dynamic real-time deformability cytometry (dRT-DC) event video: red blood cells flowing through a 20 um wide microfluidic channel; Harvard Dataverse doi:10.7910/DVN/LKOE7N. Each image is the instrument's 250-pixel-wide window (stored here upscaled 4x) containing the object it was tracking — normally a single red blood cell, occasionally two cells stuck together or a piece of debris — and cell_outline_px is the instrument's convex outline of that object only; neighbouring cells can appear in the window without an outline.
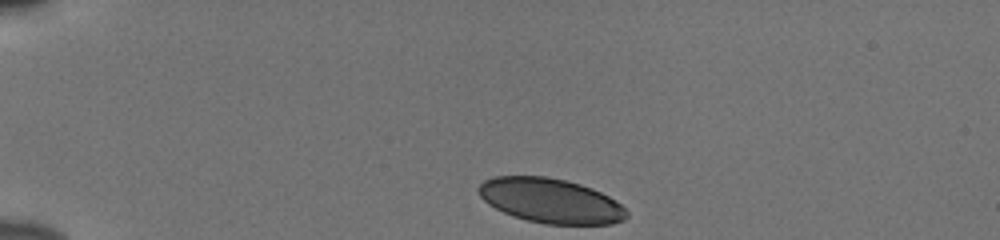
{"species": "human", "species_latin": "Homo sapiens", "temperature_condition": "cold", "stored_images_in_passage": 43, "camera_frame_rate_fps": 3000, "um_per_image_px": 0.085, "donor": {"sex": "male"}, "frame": {"image": 1, "passage_image": 1, "time_ms": 0.0, "image_size_px": [1000, 240], "cell_outline_px": [[628, 216], [624, 220], [612, 224], [544, 224], [528, 220], [504, 212], [488, 204], [480, 196], [476, 188], [484, 180], [496, 176], [544, 176], [564, 180], [580, 184], [592, 188], [616, 200], [628, 212]], "centroid_in_image_um": [46.81, 17.06], "position_along_channel_um": 38.2, "area_um2": 38.38}}
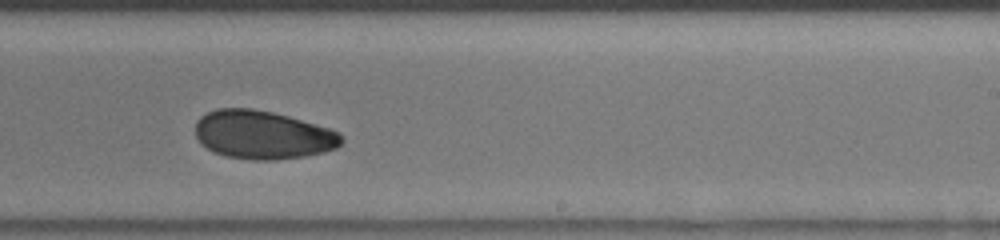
{"frame": {"image": 2, "passage_image": 24, "time_ms": 7.667, "image_size_px": [1000, 240], "cell_outline_px": [[344, 140], [336, 148], [324, 152], [308, 156], [276, 160], [252, 160], [224, 156], [212, 152], [200, 144], [196, 136], [196, 120], [200, 116], [216, 108], [252, 108], [272, 112], [288, 116], [328, 128], [336, 132]], "centroid_in_image_um": [22.28, 11.47], "position_along_channel_um": 266.7, "area_um2": 41.44}}
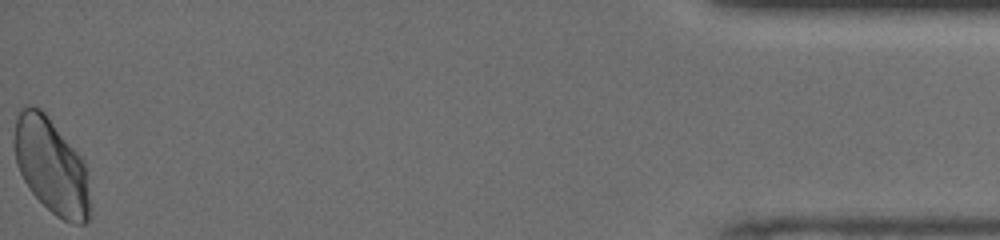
{"frame": {"image": 3, "passage_image": 43, "time_ms": 14.0, "image_size_px": [1000, 240], "cell_outline_px": [[88, 220], [84, 224], [72, 224], [56, 216], [32, 192], [24, 180], [16, 164], [16, 116], [24, 108], [32, 104], [40, 108], [48, 116], [84, 160], [88, 196]], "centroid_in_image_um": [4.36, 14.11], "position_along_channel_um": 430.8, "area_um2": 41.1}, "authors_computed_cell_mechanics": {"area_um2": 41.3848, "velocity_mm_per_s": 3.8214, "shape_relaxation_time_tau1_ms": 2.838, "shape_relaxation_time_tau2_ms": 4.8423, "deformation_change_tau1": 0.0869, "deformation_change_tau2": 0.0782}}